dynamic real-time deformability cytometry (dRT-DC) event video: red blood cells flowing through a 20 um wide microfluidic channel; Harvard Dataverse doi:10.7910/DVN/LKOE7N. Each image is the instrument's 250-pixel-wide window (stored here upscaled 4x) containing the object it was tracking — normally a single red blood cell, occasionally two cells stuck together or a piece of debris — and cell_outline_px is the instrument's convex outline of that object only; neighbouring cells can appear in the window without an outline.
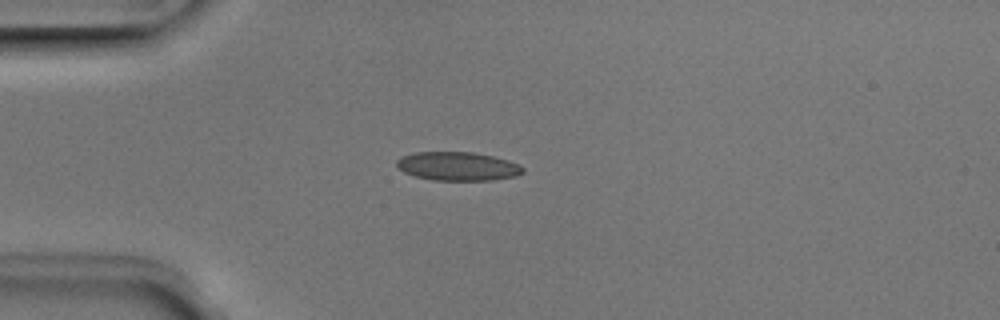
{"species": "Egyptian fruit bat (a non-hibernating species)", "species_latin": "Rousettus aegyptiacus", "temperature_condition": "room temperature", "stored_images_in_passage": 5, "camera_frame_rate_fps": 3000, "um_per_image_px": 0.085, "animal": {"sex": "male"}, "frame": {"image": 1, "passage_image": 4, "time_ms": 1.0, "image_size_px": [1000, 320], "cell_outline_px": [[524, 172], [516, 176], [492, 180], [432, 180], [416, 176], [404, 172], [396, 164], [396, 160], [400, 156], [416, 152], [472, 152], [492, 156], [508, 160], [520, 164], [524, 168]], "centroid_in_image_um": [38.92, 14.13], "position_along_channel_um": 46.1, "area_um2": 21.1}}